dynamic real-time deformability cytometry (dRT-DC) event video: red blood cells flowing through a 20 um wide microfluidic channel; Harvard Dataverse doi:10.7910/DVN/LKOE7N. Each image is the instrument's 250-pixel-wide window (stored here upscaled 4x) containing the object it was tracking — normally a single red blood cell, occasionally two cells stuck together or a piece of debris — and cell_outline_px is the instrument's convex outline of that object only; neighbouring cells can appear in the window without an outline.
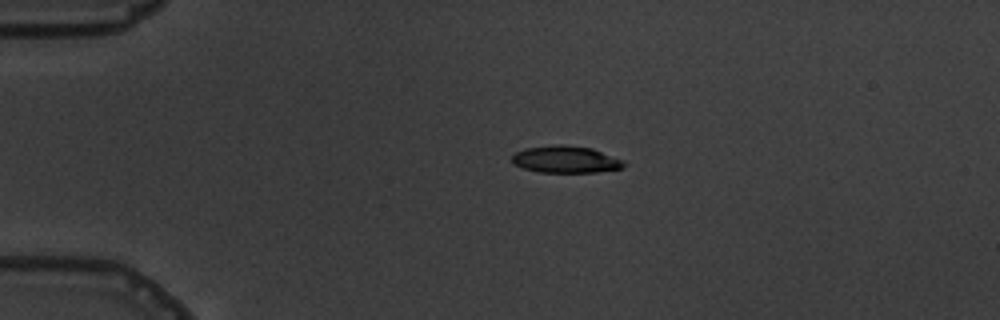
{"species": "common noctule bat (a hibernating species)", "species_latin": "Nyctalus noctula", "temperature_condition": "warm", "stored_images_in_passage": 2, "camera_frame_rate_fps": 3000, "um_per_image_px": 0.085, "animal": {"sex": "male", "body_mass_g": 19.5, "forearm_length_mm": 54.6}, "frame": {"image": 1, "passage_image": 1, "time_ms": 0.0, "image_size_px": [1000, 320], "cell_outline_px": [[628, 164], [624, 168], [596, 172], [540, 172], [524, 168], [512, 164], [512, 156], [516, 152], [524, 148], [556, 144], [564, 144], [592, 148], [624, 160]], "centroid_in_image_um": [48.11, 13.54], "position_along_channel_um": 36.9, "area_um2": 17.8}}